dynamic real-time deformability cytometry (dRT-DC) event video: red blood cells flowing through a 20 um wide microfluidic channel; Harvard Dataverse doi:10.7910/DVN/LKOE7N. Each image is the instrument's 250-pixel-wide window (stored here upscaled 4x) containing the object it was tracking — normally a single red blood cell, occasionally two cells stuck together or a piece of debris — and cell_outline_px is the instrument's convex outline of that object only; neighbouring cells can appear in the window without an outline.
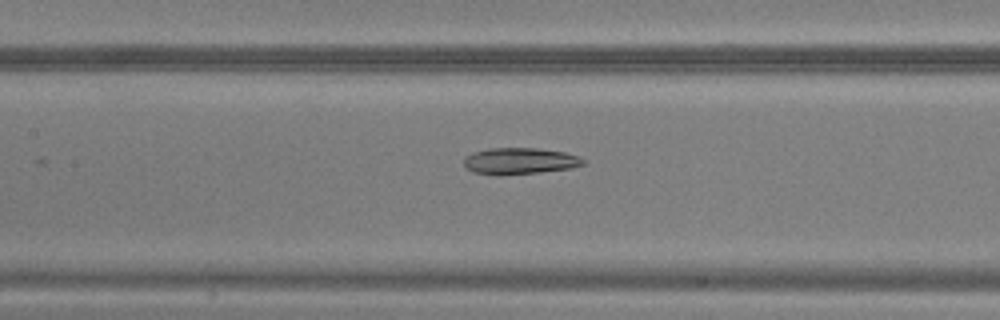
{"species": "common noctule bat (a hibernating species)", "species_latin": "Nyctalus noctula", "temperature_condition": "warm", "stored_images_in_passage": 20, "camera_frame_rate_fps": 3000, "um_per_image_px": 0.085, "animal": {"sex": "male", "body_mass_g": 20.5, "forearm_length_mm": 52.5}, "frame": {"image": 1, "passage_image": 12, "time_ms": 3.667, "image_size_px": [1000, 320], "cell_outline_px": [[584, 164], [572, 168], [540, 172], [500, 176], [496, 176], [476, 172], [468, 168], [464, 164], [464, 156], [472, 152], [488, 148], [536, 148], [564, 152], [580, 156], [584, 160]], "centroid_in_image_um": [44.17, 13.69], "position_along_channel_um": 163.2, "area_um2": 18.55}}
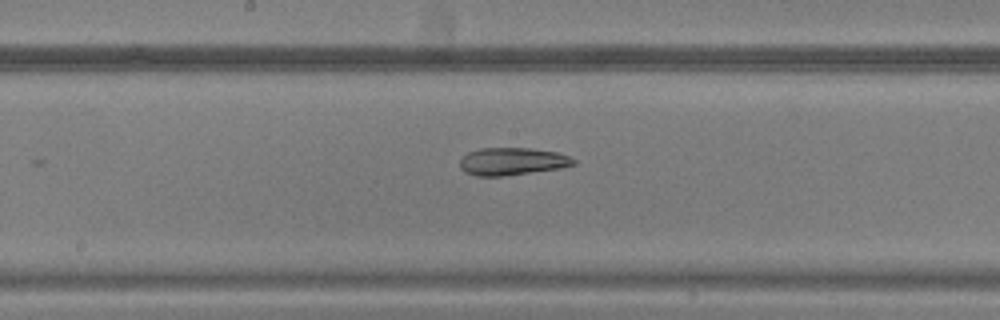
{"frame": {"image": 2, "passage_image": 15, "time_ms": 4.667, "image_size_px": [1000, 320], "cell_outline_px": [[576, 164], [560, 168], [500, 176], [476, 176], [464, 172], [460, 168], [460, 160], [468, 152], [480, 148], [532, 148], [556, 152], [568, 156], [576, 160]], "centroid_in_image_um": [43.52, 13.71], "position_along_channel_um": 204.7, "area_um2": 18.15}}
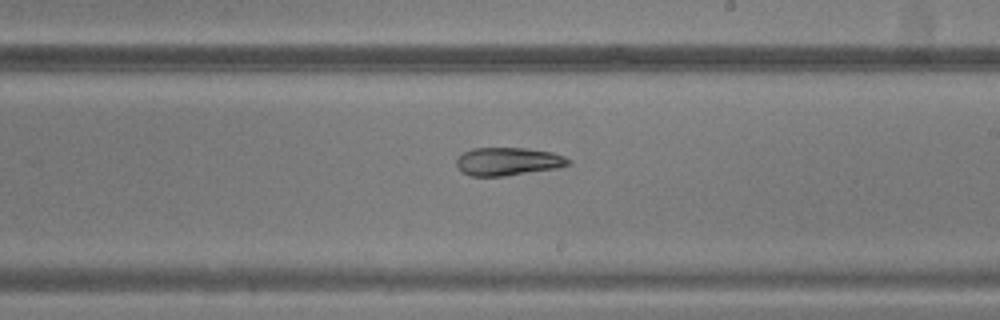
{"frame": {"image": 3, "passage_image": 18, "time_ms": 5.667, "image_size_px": [1000, 320], "cell_outline_px": [[572, 160], [568, 164], [556, 168], [504, 176], [472, 176], [460, 172], [456, 164], [456, 160], [464, 152], [472, 148], [528, 148], [552, 152], [564, 156]], "centroid_in_image_um": [43.16, 13.72], "position_along_channel_um": 245.8, "area_um2": 18.26}}